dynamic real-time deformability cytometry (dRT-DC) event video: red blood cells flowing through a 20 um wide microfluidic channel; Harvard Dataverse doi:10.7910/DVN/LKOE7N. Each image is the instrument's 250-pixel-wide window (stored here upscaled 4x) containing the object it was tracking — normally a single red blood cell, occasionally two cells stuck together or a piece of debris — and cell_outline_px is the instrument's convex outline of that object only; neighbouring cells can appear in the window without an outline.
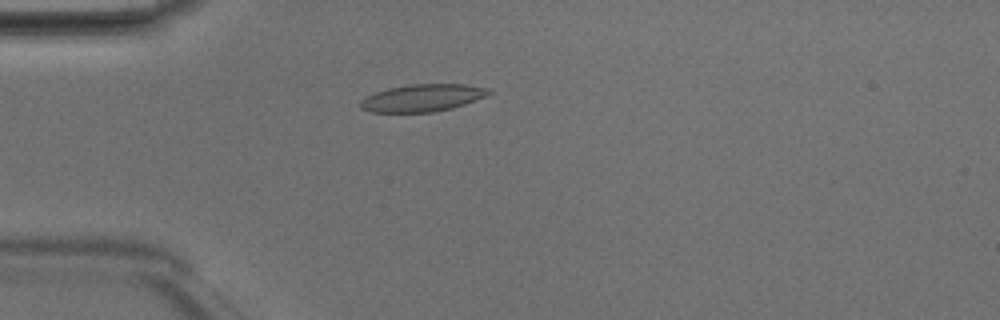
{"species": "Egyptian fruit bat (a non-hibernating species)", "species_latin": "Rousettus aegyptiacus", "temperature_condition": "room temperature", "stored_images_in_passage": 42, "camera_frame_rate_fps": 3000, "um_per_image_px": 0.085, "animal": {"sex": "male"}, "frame": {"image": 1, "passage_image": 7, "time_ms": 2.0, "image_size_px": [1000, 320], "cell_outline_px": [[492, 92], [488, 96], [452, 108], [432, 112], [368, 112], [360, 108], [360, 100], [376, 92], [388, 88], [412, 84], [464, 84], [492, 88]], "centroid_in_image_um": [35.95, 8.32], "position_along_channel_um": 49.1, "area_um2": 20.52}}
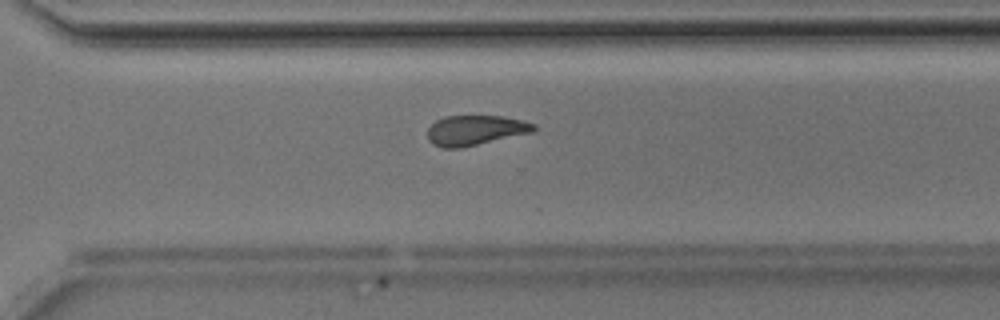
{"frame": {"image": 2, "passage_image": 28, "time_ms": 9.0, "image_size_px": [1000, 320], "cell_outline_px": [[536, 128], [532, 132], [460, 148], [440, 148], [432, 144], [428, 140], [428, 128], [436, 120], [444, 116], [500, 116], [520, 120], [536, 124]], "centroid_in_image_um": [40.35, 11.07], "position_along_channel_um": 330.2, "area_um2": 18.44}}
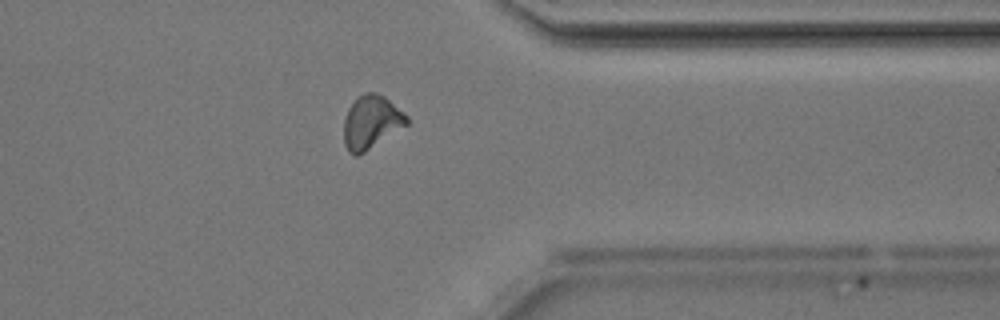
{"frame": {"image": 3, "passage_image": 32, "time_ms": 10.333, "image_size_px": [1000, 320], "cell_outline_px": [[408, 124], [364, 152], [356, 156], [348, 152], [344, 144], [344, 120], [348, 108], [356, 96], [364, 92], [376, 92], [384, 96], [408, 116]], "centroid_in_image_um": [31.53, 10.36], "position_along_channel_um": 379.9, "area_um2": 19.54}, "authors_computed_cell_mechanics": {"area_um2": 19.3052, "velocity_mm_per_s": 4.2074, "shape_relaxation_time_tau1_ms": 4.1342, "shape_relaxation_time_tau2_ms": 2.4092, "deformation_change_tau1": 0.1355, "deformation_change_tau2": 0.0983}}